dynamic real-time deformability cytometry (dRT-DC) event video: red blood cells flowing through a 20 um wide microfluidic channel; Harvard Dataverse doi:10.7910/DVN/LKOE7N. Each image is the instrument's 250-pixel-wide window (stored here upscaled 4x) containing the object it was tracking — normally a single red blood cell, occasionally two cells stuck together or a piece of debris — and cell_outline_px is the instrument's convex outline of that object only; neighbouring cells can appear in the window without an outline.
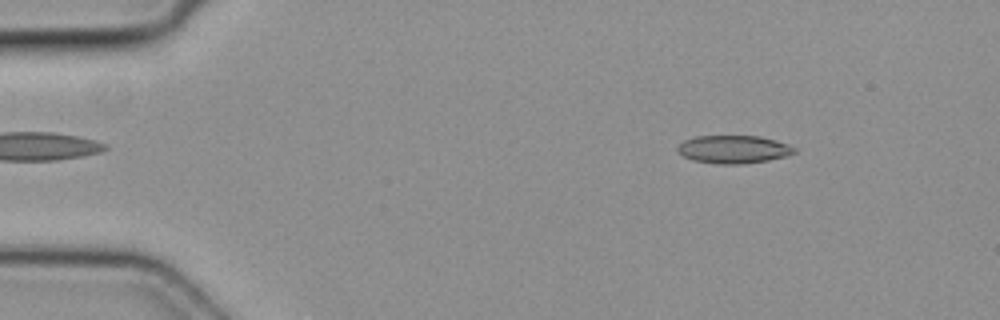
{"species": "common noctule bat (a hibernating species)", "species_latin": "Nyctalus noctula", "temperature_condition": "cold", "stored_images_in_passage": 4, "camera_frame_rate_fps": 3000, "um_per_image_px": 0.085, "animal": {"sex": "female", "body_mass_g": 19.3, "forearm_length_mm": 54.1}, "frame": {"image": 1, "passage_image": 1, "time_ms": 0.0, "image_size_px": [1000, 320], "cell_outline_px": [[796, 152], [784, 156], [768, 160], [740, 164], [720, 164], [692, 160], [684, 156], [676, 148], [684, 140], [696, 136], [760, 136], [776, 140], [788, 144], [796, 148]], "centroid_in_image_um": [62.36, 12.69], "position_along_channel_um": 22.6, "area_um2": 18.9}}
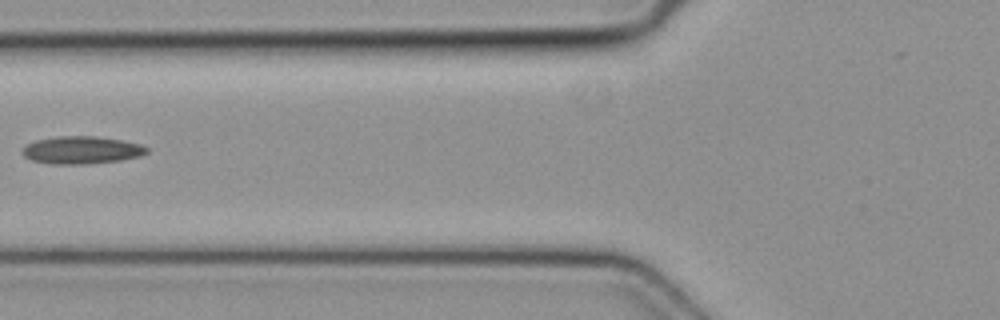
{"frame": {"image": 2, "passage_image": 4, "time_ms": 1.0, "image_size_px": [1000, 320], "cell_outline_px": [[148, 152], [140, 156], [120, 160], [84, 164], [52, 164], [32, 160], [24, 156], [24, 148], [28, 144], [36, 140], [56, 136], [96, 136], [120, 140], [140, 144], [148, 148]], "centroid_in_image_um": [6.95, 12.75], "position_along_channel_um": 118.8, "area_um2": 19.77}}